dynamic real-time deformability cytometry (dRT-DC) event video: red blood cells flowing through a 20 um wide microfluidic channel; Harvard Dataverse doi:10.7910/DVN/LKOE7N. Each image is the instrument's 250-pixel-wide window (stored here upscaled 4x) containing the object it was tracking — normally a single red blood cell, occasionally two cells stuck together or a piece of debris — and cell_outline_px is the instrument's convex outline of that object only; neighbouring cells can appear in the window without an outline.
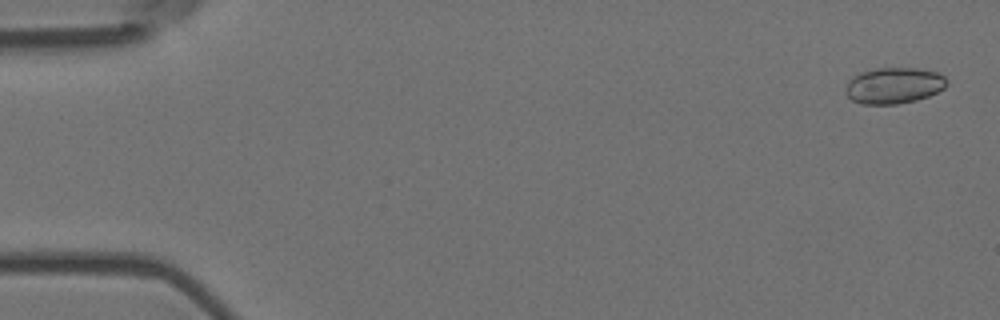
{"species": "Egyptian fruit bat (a non-hibernating species)", "species_latin": "Rousettus aegyptiacus", "temperature_condition": "room temperature", "stored_images_in_passage": 6, "camera_frame_rate_fps": 3000, "um_per_image_px": 0.085, "animal": {"sex": "female"}, "frame": {"image": 1, "passage_image": 1, "time_ms": 0.0, "image_size_px": [1000, 320], "cell_outline_px": [[948, 84], [944, 88], [928, 96], [916, 100], [896, 104], [860, 104], [852, 100], [844, 92], [848, 80], [852, 76], [860, 72], [876, 68], [916, 68], [936, 72], [944, 76], [948, 80]], "centroid_in_image_um": [75.95, 7.27], "position_along_channel_um": 9.0, "area_um2": 21.44}}
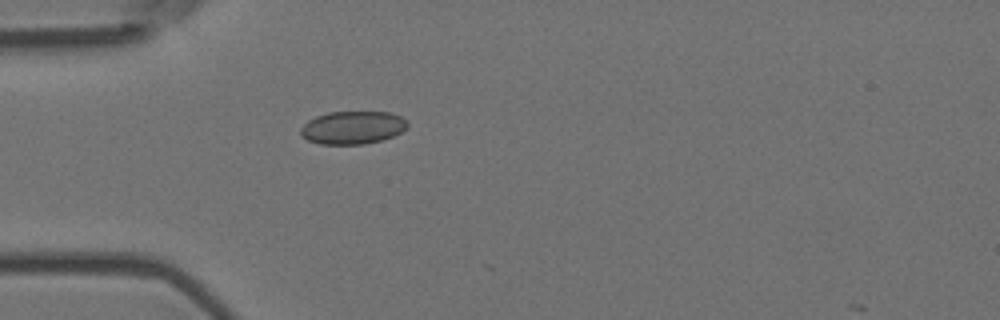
{"frame": {"image": 2, "passage_image": 5, "time_ms": 1.333, "image_size_px": [1000, 320], "cell_outline_px": [[408, 128], [392, 136], [380, 140], [364, 144], [320, 144], [308, 140], [300, 136], [300, 128], [308, 120], [316, 116], [328, 112], [392, 112], [408, 120]], "centroid_in_image_um": [29.97, 10.84], "position_along_channel_um": 55.0, "area_um2": 20.63}}